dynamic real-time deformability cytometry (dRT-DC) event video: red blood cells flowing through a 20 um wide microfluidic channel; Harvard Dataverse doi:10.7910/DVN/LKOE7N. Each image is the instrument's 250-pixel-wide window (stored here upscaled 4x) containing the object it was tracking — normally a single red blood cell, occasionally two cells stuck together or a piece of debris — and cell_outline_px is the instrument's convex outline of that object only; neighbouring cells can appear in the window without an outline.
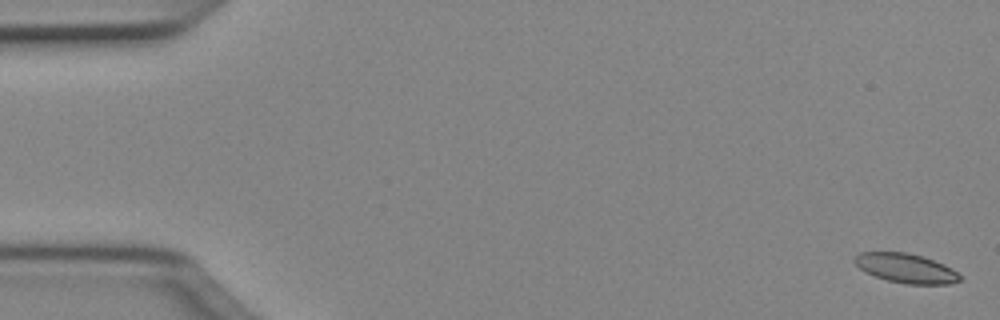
{"species": "Egyptian fruit bat (a non-hibernating species)", "species_latin": "Rousettus aegyptiacus", "temperature_condition": "cold", "stored_images_in_passage": 51, "camera_frame_rate_fps": 3000, "um_per_image_px": 0.085, "animal": {"sex": "female"}, "frame": {"image": 1, "passage_image": 1, "time_ms": 0.0, "image_size_px": [1000, 320], "cell_outline_px": [[964, 276], [960, 280], [948, 284], [908, 284], [888, 280], [876, 276], [860, 268], [852, 260], [860, 252], [908, 252], [944, 264], [952, 268]], "centroid_in_image_um": [77.05, 22.8], "position_along_channel_um": 8.0, "area_um2": 17.86}}
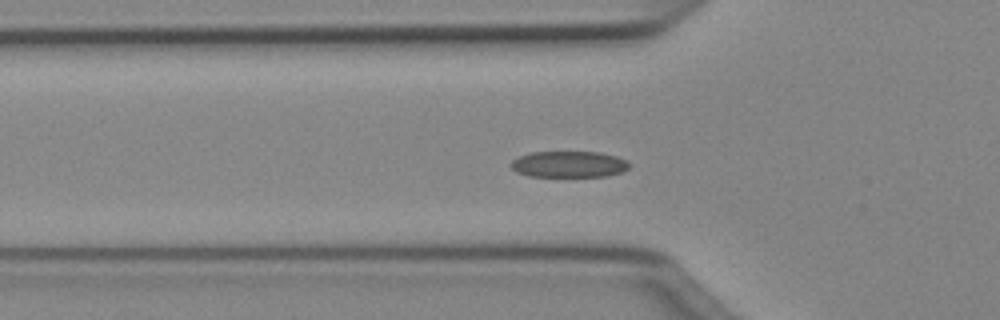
{"frame": {"image": 2, "passage_image": 17, "time_ms": 5.333, "image_size_px": [1000, 320], "cell_outline_px": [[628, 168], [624, 172], [608, 176], [528, 176], [516, 172], [508, 164], [512, 160], [520, 156], [532, 152], [600, 152], [616, 156], [628, 160]], "centroid_in_image_um": [48.36, 13.96], "position_along_channel_um": 77.4, "area_um2": 18.21}}
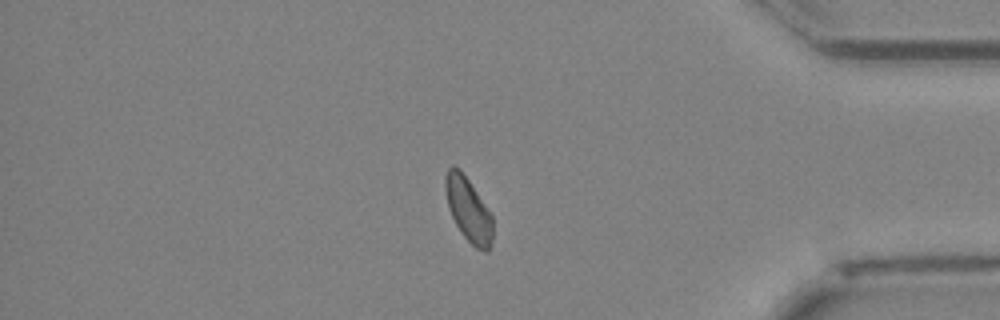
{"frame": {"image": 3, "passage_image": 43, "time_ms": 14.0, "image_size_px": [1000, 320], "cell_outline_px": [[492, 240], [488, 252], [484, 252], [476, 248], [460, 232], [448, 208], [444, 188], [444, 176], [448, 168], [452, 164], [460, 168], [492, 216]], "centroid_in_image_um": [39.77, 17.79], "position_along_channel_um": 395.4, "area_um2": 17.63}, "authors_computed_cell_mechanics": {"area_um2": 18.207, "velocity_mm_per_s": 3.9968, "shape_relaxation_time_tau1_ms": 2.2914, "shape_relaxation_time_tau2_ms": 3.9047, "deformation_change_tau1": 0.0823, "deformation_change_tau2": 0.0796}}